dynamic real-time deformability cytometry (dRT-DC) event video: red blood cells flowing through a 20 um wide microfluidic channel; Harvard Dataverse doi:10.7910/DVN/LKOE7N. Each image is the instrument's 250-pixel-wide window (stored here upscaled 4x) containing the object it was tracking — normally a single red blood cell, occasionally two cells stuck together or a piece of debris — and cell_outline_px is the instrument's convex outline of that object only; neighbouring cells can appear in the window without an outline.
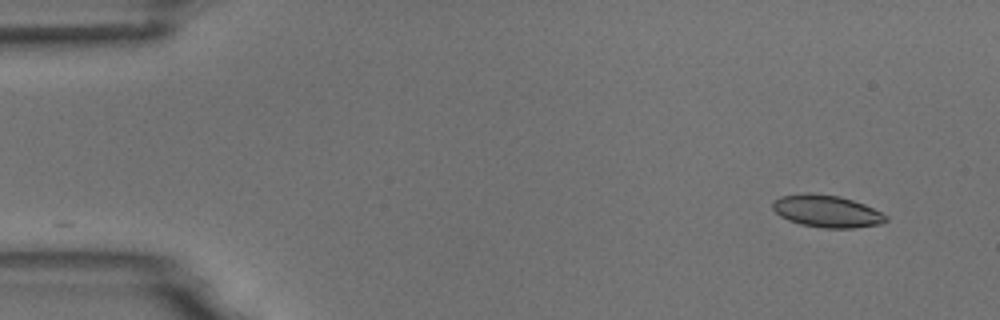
{"species": "common noctule bat (a hibernating species)", "species_latin": "Nyctalus noctula", "temperature_condition": "room temperature", "stored_images_in_passage": 9, "camera_frame_rate_fps": 3000, "um_per_image_px": 0.085, "animal": {"sex": "male", "body_mass_g": 18.8}, "frame": {"image": 1, "passage_image": 1, "time_ms": 0.0, "image_size_px": [1000, 320], "cell_outline_px": [[888, 220], [880, 224], [852, 228], [824, 228], [800, 224], [788, 220], [780, 216], [772, 208], [772, 200], [780, 196], [804, 192], [812, 192], [840, 196], [864, 204], [888, 216]], "centroid_in_image_um": [70.23, 17.94], "position_along_channel_um": 14.8, "area_um2": 21.44}}
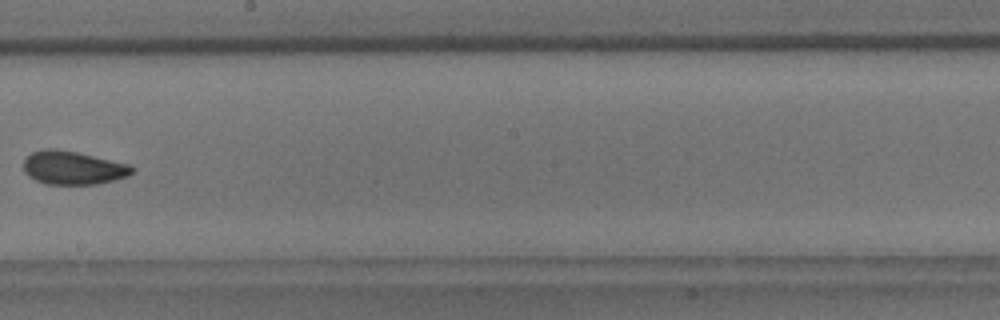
{"frame": {"image": 2, "passage_image": 8, "time_ms": 9.0, "image_size_px": [1000, 320], "cell_outline_px": [[136, 168], [128, 176], [100, 184], [48, 184], [36, 180], [28, 176], [24, 172], [24, 160], [32, 152], [44, 148], [52, 148], [76, 152], [132, 164]], "centroid_in_image_um": [6.24, 14.26], "position_along_channel_um": 242.0, "area_um2": 21.27}}
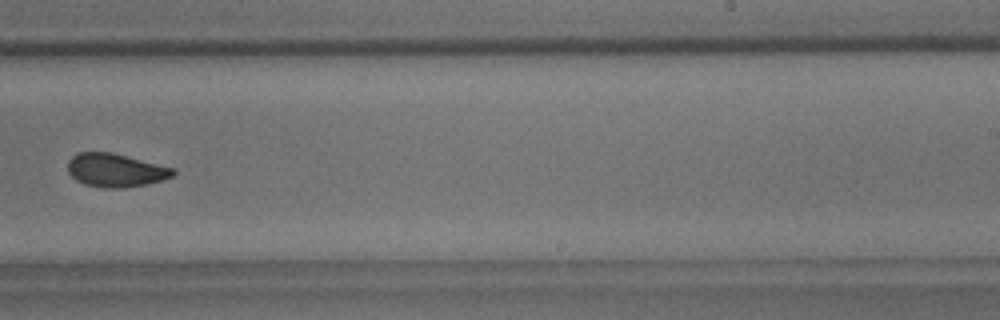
{"frame": {"image": 3, "passage_image": 9, "time_ms": 10.0, "image_size_px": [1000, 320], "cell_outline_px": [[176, 172], [172, 176], [160, 180], [144, 184], [120, 188], [104, 188], [84, 184], [76, 180], [68, 172], [68, 160], [76, 152], [112, 152], [176, 168]], "centroid_in_image_um": [9.81, 14.45], "position_along_channel_um": 279.2, "area_um2": 20.52}}